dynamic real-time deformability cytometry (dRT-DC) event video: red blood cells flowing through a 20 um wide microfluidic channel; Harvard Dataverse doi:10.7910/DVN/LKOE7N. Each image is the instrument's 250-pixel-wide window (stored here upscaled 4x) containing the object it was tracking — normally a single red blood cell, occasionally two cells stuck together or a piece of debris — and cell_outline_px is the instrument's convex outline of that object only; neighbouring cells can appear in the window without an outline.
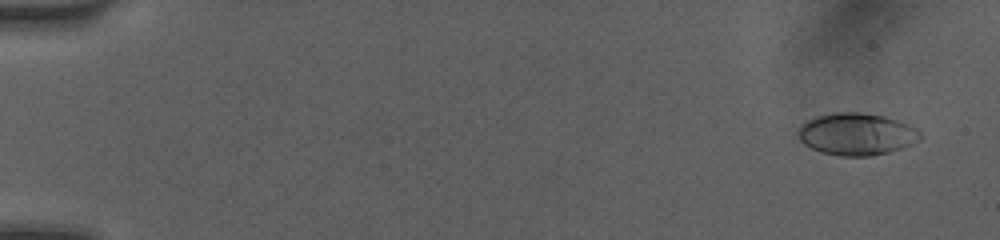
{"species": "human", "species_latin": "Homo sapiens", "temperature_condition": "room temperature", "stored_images_in_passage": 32, "camera_frame_rate_fps": 3000, "um_per_image_px": 0.085, "donor": {"sex": "female"}, "frame": {"image": 1, "passage_image": 1, "time_ms": 0.0, "image_size_px": [1000, 240], "cell_outline_px": [[924, 136], [920, 140], [912, 144], [888, 152], [872, 156], [840, 156], [820, 152], [804, 144], [800, 140], [800, 124], [816, 116], [836, 112], [860, 112], [884, 116], [908, 124], [916, 128]], "centroid_in_image_um": [72.83, 11.4], "position_along_channel_um": 12.2, "area_um2": 29.94}}
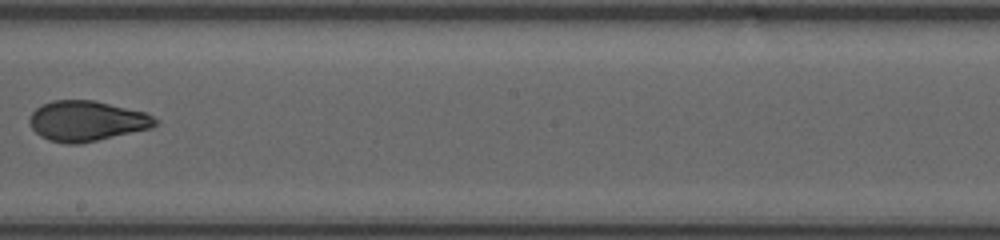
{"frame": {"image": 2, "passage_image": 15, "time_ms": 9.333, "image_size_px": [1000, 240], "cell_outline_px": [[160, 120], [152, 128], [80, 144], [68, 144], [48, 140], [40, 136], [32, 128], [28, 120], [32, 112], [40, 104], [52, 100], [96, 100], [148, 112]], "centroid_in_image_um": [7.4, 10.27], "position_along_channel_um": 240.8, "area_um2": 30.0}}
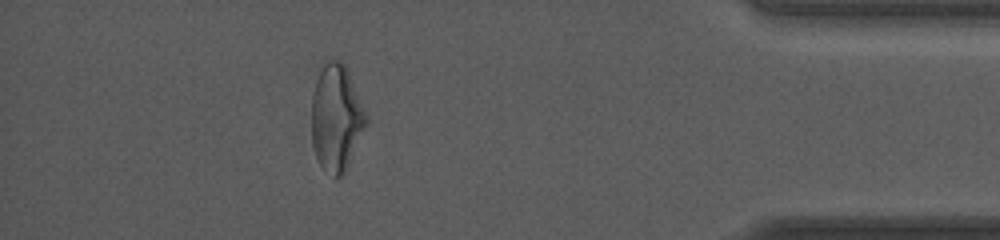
{"frame": {"image": 3, "passage_image": 28, "time_ms": 14.333, "image_size_px": [1000, 240], "cell_outline_px": [[368, 124], [344, 172], [340, 176], [336, 176], [320, 164], [316, 156], [312, 144], [312, 92], [316, 80], [324, 60], [340, 60], [344, 64], [348, 72], [368, 116]], "centroid_in_image_um": [28.59, 9.97], "position_along_channel_um": 406.6, "area_um2": 33.58}, "authors_computed_cell_mechanics": {"area_um2": 30.0271, "velocity_mm_per_s": 4.1111, "shape_relaxation_time_tau1_ms": 5.3502, "shape_relaxation_time_tau2_ms": 1.1751, "deformation_change_tau1": 0.1559, "deformation_change_tau2": 0.0437}}